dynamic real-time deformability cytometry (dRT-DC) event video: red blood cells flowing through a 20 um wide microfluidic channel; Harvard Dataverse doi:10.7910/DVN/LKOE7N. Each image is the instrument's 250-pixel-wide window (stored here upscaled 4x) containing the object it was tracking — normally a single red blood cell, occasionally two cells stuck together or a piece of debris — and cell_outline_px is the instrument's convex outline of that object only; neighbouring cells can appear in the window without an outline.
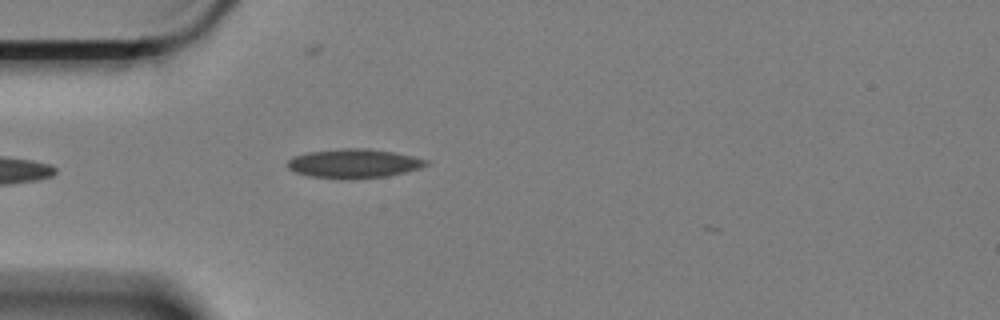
{"species": "Egyptian fruit bat (a non-hibernating species)", "species_latin": "Rousettus aegyptiacus", "temperature_condition": "cold", "stored_images_in_passage": 40, "camera_frame_rate_fps": 3000, "um_per_image_px": 0.085, "animal": {"sex": "female"}, "frame": {"image": 1, "passage_image": 4, "time_ms": 1.0, "image_size_px": [1000, 320], "cell_outline_px": [[428, 164], [420, 168], [388, 176], [308, 176], [296, 172], [288, 168], [288, 160], [292, 156], [308, 152], [344, 148], [364, 148], [392, 152], [412, 156], [428, 160]], "centroid_in_image_um": [30.07, 13.85], "position_along_channel_um": 54.9, "area_um2": 22.37}}
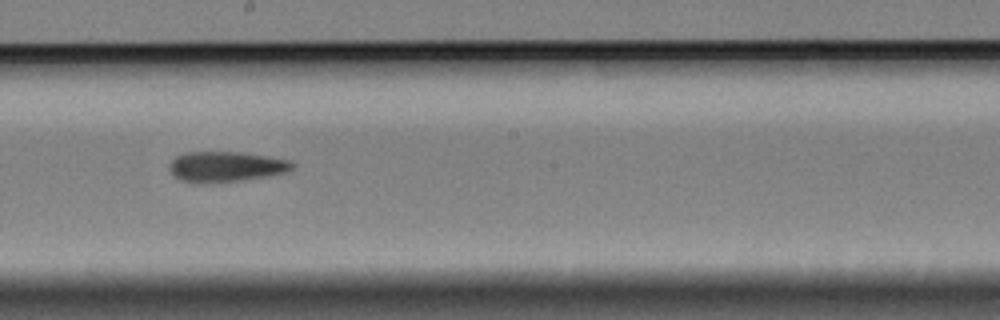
{"frame": {"image": 2, "passage_image": 20, "time_ms": 6.333, "image_size_px": [1000, 320], "cell_outline_px": [[296, 164], [292, 168], [284, 172], [264, 176], [240, 180], [180, 180], [168, 168], [168, 164], [176, 156], [188, 152], [240, 152], [288, 160]], "centroid_in_image_um": [19.2, 14.11], "position_along_channel_um": 229.0, "area_um2": 20.58}}
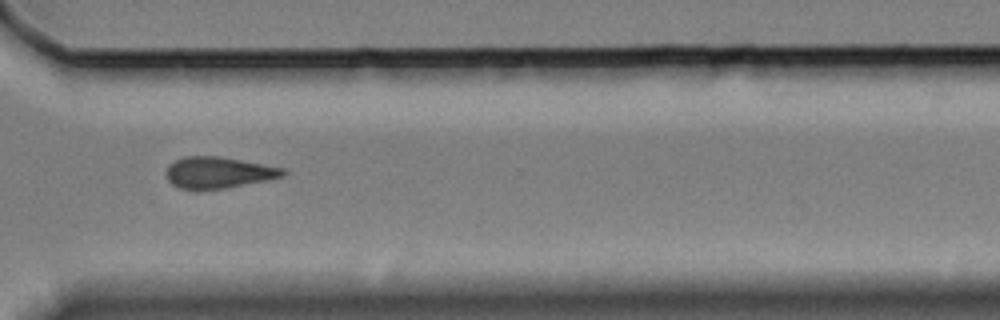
{"frame": {"image": 3, "passage_image": 31, "time_ms": 10.0, "image_size_px": [1000, 320], "cell_outline_px": [[288, 172], [284, 176], [224, 188], [200, 192], [196, 192], [180, 188], [172, 184], [168, 180], [168, 164], [184, 156], [220, 156], [284, 168]], "centroid_in_image_um": [18.53, 14.68], "position_along_channel_um": 352.1, "area_um2": 21.5}}